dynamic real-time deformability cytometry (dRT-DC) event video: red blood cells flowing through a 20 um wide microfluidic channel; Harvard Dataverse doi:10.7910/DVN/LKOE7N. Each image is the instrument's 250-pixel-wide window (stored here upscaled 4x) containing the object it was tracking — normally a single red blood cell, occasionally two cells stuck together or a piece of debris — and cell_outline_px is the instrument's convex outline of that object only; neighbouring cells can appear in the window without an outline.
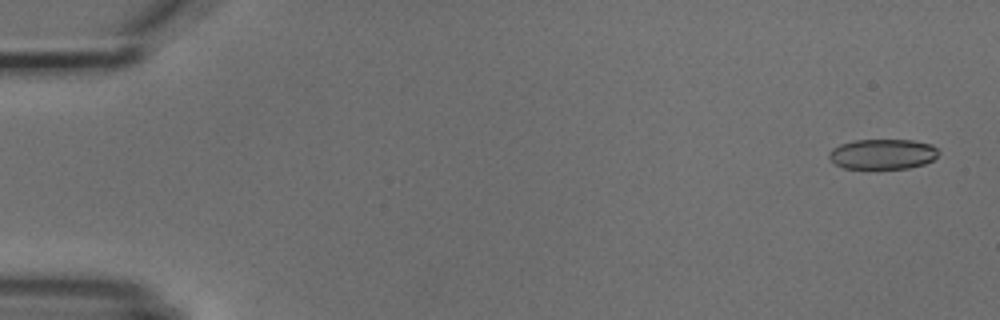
{"species": "common noctule bat (a hibernating species)", "species_latin": "Nyctalus noctula", "temperature_condition": "cold", "stored_images_in_passage": 4, "camera_frame_rate_fps": 3000, "um_per_image_px": 0.085, "animal": {"sex": "male", "body_mass_g": 18.8}, "frame": {"image": 1, "passage_image": 1, "time_ms": 0.0, "image_size_px": [1000, 320], "cell_outline_px": [[940, 152], [932, 160], [924, 164], [908, 168], [844, 168], [836, 164], [828, 156], [828, 152], [832, 148], [840, 144], [852, 140], [912, 140], [932, 144]], "centroid_in_image_um": [75.02, 13.08], "position_along_channel_um": 10.0, "area_um2": 19.25}}
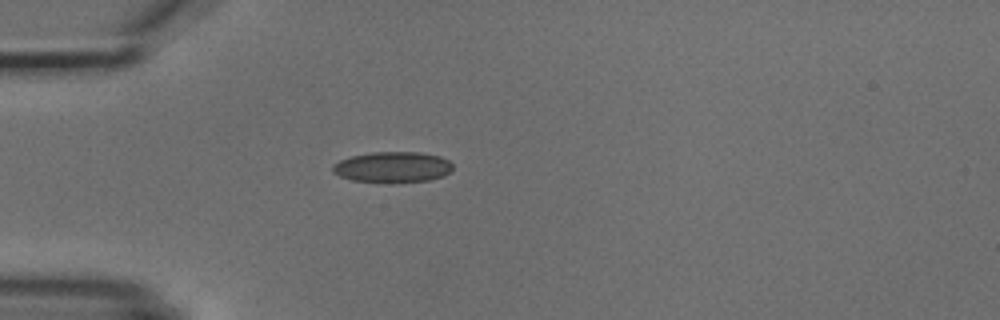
{"frame": {"image": 2, "passage_image": 4, "time_ms": 4.333, "image_size_px": [1000, 320], "cell_outline_px": [[452, 168], [444, 176], [428, 180], [392, 184], [352, 180], [340, 176], [332, 172], [332, 164], [340, 160], [352, 156], [372, 152], [420, 152], [440, 156], [448, 160], [452, 164]], "centroid_in_image_um": [33.35, 14.22], "position_along_channel_um": 51.6, "area_um2": 21.85}}